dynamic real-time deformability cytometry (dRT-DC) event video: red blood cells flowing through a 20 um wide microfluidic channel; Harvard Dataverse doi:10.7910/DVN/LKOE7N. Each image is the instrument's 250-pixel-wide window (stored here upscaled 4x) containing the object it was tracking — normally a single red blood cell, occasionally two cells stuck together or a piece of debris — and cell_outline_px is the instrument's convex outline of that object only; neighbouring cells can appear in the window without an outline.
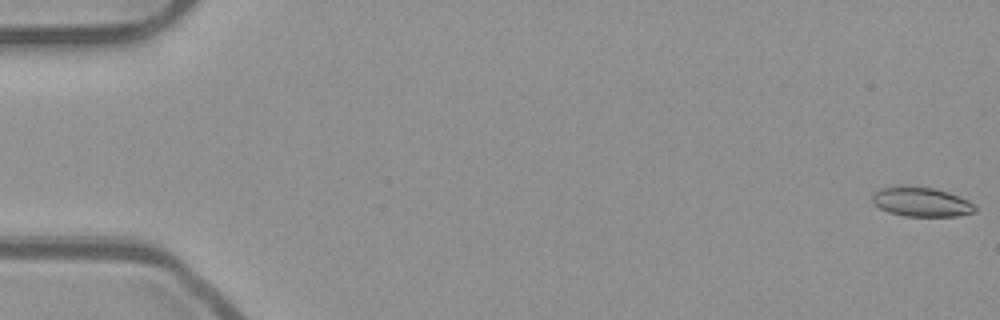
{"species": "common noctule bat (a hibernating species)", "species_latin": "Nyctalus noctula", "temperature_condition": "room temperature", "stored_images_in_passage": 7, "camera_frame_rate_fps": 3000, "um_per_image_px": 0.085, "animal": {"sex": "male", "body_mass_g": 23.1, "forearm_length_mm": 52.7}, "frame": {"image": 1, "passage_image": 1, "time_ms": 0.0, "image_size_px": [1000, 320], "cell_outline_px": [[976, 212], [956, 216], [904, 216], [888, 212], [872, 204], [872, 196], [880, 188], [900, 184], [932, 188], [948, 192], [960, 196], [976, 204]], "centroid_in_image_um": [78.3, 17.15], "position_along_channel_um": 6.7, "area_um2": 17.98}}